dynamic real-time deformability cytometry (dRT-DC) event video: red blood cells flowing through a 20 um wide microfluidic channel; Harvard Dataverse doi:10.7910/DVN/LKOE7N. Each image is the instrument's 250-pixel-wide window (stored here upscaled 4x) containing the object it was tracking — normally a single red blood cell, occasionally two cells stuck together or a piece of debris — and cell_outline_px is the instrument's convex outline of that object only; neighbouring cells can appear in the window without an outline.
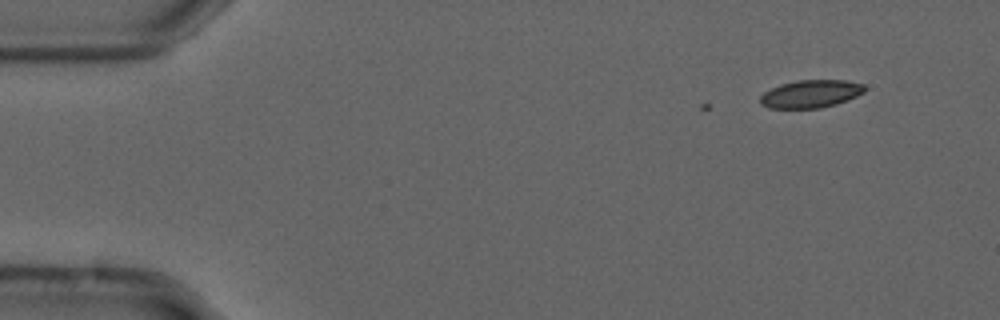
{"species": "common noctule bat (a hibernating species)", "species_latin": "Nyctalus noctula", "temperature_condition": "cold", "stored_images_in_passage": 4, "camera_frame_rate_fps": 3000, "um_per_image_px": 0.085, "animal": {"sex": "male", "forearm_length_mm": 52.5}, "frame": {"image": 1, "passage_image": 4, "time_ms": 1.0, "image_size_px": [1000, 320], "cell_outline_px": [[864, 92], [848, 100], [836, 104], [820, 108], [768, 108], [760, 104], [760, 96], [764, 92], [780, 84], [800, 80], [844, 80], [864, 84]], "centroid_in_image_um": [68.9, 7.98], "position_along_channel_um": 16.1, "area_um2": 16.88}}